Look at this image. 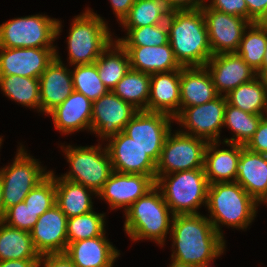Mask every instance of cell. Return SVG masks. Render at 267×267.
Here are the masks:
<instances>
[{
  "label": "cell",
  "mask_w": 267,
  "mask_h": 267,
  "mask_svg": "<svg viewBox=\"0 0 267 267\" xmlns=\"http://www.w3.org/2000/svg\"><path fill=\"white\" fill-rule=\"evenodd\" d=\"M40 112L48 114L56 106L62 104L74 91L71 70L56 57L39 77Z\"/></svg>",
  "instance_id": "20"
},
{
  "label": "cell",
  "mask_w": 267,
  "mask_h": 267,
  "mask_svg": "<svg viewBox=\"0 0 267 267\" xmlns=\"http://www.w3.org/2000/svg\"><path fill=\"white\" fill-rule=\"evenodd\" d=\"M264 116L254 115L236 107L226 104L224 125L233 131L235 135L226 138L224 143H235L245 146L255 134L261 119Z\"/></svg>",
  "instance_id": "35"
},
{
  "label": "cell",
  "mask_w": 267,
  "mask_h": 267,
  "mask_svg": "<svg viewBox=\"0 0 267 267\" xmlns=\"http://www.w3.org/2000/svg\"><path fill=\"white\" fill-rule=\"evenodd\" d=\"M236 182L258 203L267 202V158L242 145Z\"/></svg>",
  "instance_id": "22"
},
{
  "label": "cell",
  "mask_w": 267,
  "mask_h": 267,
  "mask_svg": "<svg viewBox=\"0 0 267 267\" xmlns=\"http://www.w3.org/2000/svg\"><path fill=\"white\" fill-rule=\"evenodd\" d=\"M218 96L205 66L180 69V108L202 105Z\"/></svg>",
  "instance_id": "26"
},
{
  "label": "cell",
  "mask_w": 267,
  "mask_h": 267,
  "mask_svg": "<svg viewBox=\"0 0 267 267\" xmlns=\"http://www.w3.org/2000/svg\"><path fill=\"white\" fill-rule=\"evenodd\" d=\"M76 267H112L119 250L102 236L69 243L65 251Z\"/></svg>",
  "instance_id": "23"
},
{
  "label": "cell",
  "mask_w": 267,
  "mask_h": 267,
  "mask_svg": "<svg viewBox=\"0 0 267 267\" xmlns=\"http://www.w3.org/2000/svg\"><path fill=\"white\" fill-rule=\"evenodd\" d=\"M211 266V264H207V265H203V266H199V267H210Z\"/></svg>",
  "instance_id": "53"
},
{
  "label": "cell",
  "mask_w": 267,
  "mask_h": 267,
  "mask_svg": "<svg viewBox=\"0 0 267 267\" xmlns=\"http://www.w3.org/2000/svg\"><path fill=\"white\" fill-rule=\"evenodd\" d=\"M205 67L219 95H222V92L226 95L257 77V72L237 52L212 55Z\"/></svg>",
  "instance_id": "18"
},
{
  "label": "cell",
  "mask_w": 267,
  "mask_h": 267,
  "mask_svg": "<svg viewBox=\"0 0 267 267\" xmlns=\"http://www.w3.org/2000/svg\"><path fill=\"white\" fill-rule=\"evenodd\" d=\"M166 24L169 44L179 65L205 66L213 53L201 8L172 10Z\"/></svg>",
  "instance_id": "2"
},
{
  "label": "cell",
  "mask_w": 267,
  "mask_h": 267,
  "mask_svg": "<svg viewBox=\"0 0 267 267\" xmlns=\"http://www.w3.org/2000/svg\"><path fill=\"white\" fill-rule=\"evenodd\" d=\"M174 118L161 112L138 111L123 132L131 137L157 164Z\"/></svg>",
  "instance_id": "11"
},
{
  "label": "cell",
  "mask_w": 267,
  "mask_h": 267,
  "mask_svg": "<svg viewBox=\"0 0 267 267\" xmlns=\"http://www.w3.org/2000/svg\"><path fill=\"white\" fill-rule=\"evenodd\" d=\"M21 145L13 163L0 169L4 210L23 202L29 192L50 173Z\"/></svg>",
  "instance_id": "9"
},
{
  "label": "cell",
  "mask_w": 267,
  "mask_h": 267,
  "mask_svg": "<svg viewBox=\"0 0 267 267\" xmlns=\"http://www.w3.org/2000/svg\"><path fill=\"white\" fill-rule=\"evenodd\" d=\"M0 89L11 100L40 112L39 79L19 75H0Z\"/></svg>",
  "instance_id": "34"
},
{
  "label": "cell",
  "mask_w": 267,
  "mask_h": 267,
  "mask_svg": "<svg viewBox=\"0 0 267 267\" xmlns=\"http://www.w3.org/2000/svg\"><path fill=\"white\" fill-rule=\"evenodd\" d=\"M76 267L66 253L40 255L38 267Z\"/></svg>",
  "instance_id": "44"
},
{
  "label": "cell",
  "mask_w": 267,
  "mask_h": 267,
  "mask_svg": "<svg viewBox=\"0 0 267 267\" xmlns=\"http://www.w3.org/2000/svg\"><path fill=\"white\" fill-rule=\"evenodd\" d=\"M206 206L208 219L223 236L219 224L246 229L256 216L258 203L236 181L217 182L209 184Z\"/></svg>",
  "instance_id": "3"
},
{
  "label": "cell",
  "mask_w": 267,
  "mask_h": 267,
  "mask_svg": "<svg viewBox=\"0 0 267 267\" xmlns=\"http://www.w3.org/2000/svg\"><path fill=\"white\" fill-rule=\"evenodd\" d=\"M101 146L64 147L71 169L60 177L98 193L113 172L108 151L106 147L102 149Z\"/></svg>",
  "instance_id": "8"
},
{
  "label": "cell",
  "mask_w": 267,
  "mask_h": 267,
  "mask_svg": "<svg viewBox=\"0 0 267 267\" xmlns=\"http://www.w3.org/2000/svg\"><path fill=\"white\" fill-rule=\"evenodd\" d=\"M38 218V214L23 201L8 208L4 213L2 222L11 227L30 232Z\"/></svg>",
  "instance_id": "41"
},
{
  "label": "cell",
  "mask_w": 267,
  "mask_h": 267,
  "mask_svg": "<svg viewBox=\"0 0 267 267\" xmlns=\"http://www.w3.org/2000/svg\"><path fill=\"white\" fill-rule=\"evenodd\" d=\"M248 7V21L254 23L267 7V0H245Z\"/></svg>",
  "instance_id": "45"
},
{
  "label": "cell",
  "mask_w": 267,
  "mask_h": 267,
  "mask_svg": "<svg viewBox=\"0 0 267 267\" xmlns=\"http://www.w3.org/2000/svg\"><path fill=\"white\" fill-rule=\"evenodd\" d=\"M156 176L124 174L113 171L97 193L111 209H128L135 201L155 186Z\"/></svg>",
  "instance_id": "16"
},
{
  "label": "cell",
  "mask_w": 267,
  "mask_h": 267,
  "mask_svg": "<svg viewBox=\"0 0 267 267\" xmlns=\"http://www.w3.org/2000/svg\"><path fill=\"white\" fill-rule=\"evenodd\" d=\"M213 55L237 52L246 28L251 23L243 17L201 7Z\"/></svg>",
  "instance_id": "13"
},
{
  "label": "cell",
  "mask_w": 267,
  "mask_h": 267,
  "mask_svg": "<svg viewBox=\"0 0 267 267\" xmlns=\"http://www.w3.org/2000/svg\"><path fill=\"white\" fill-rule=\"evenodd\" d=\"M172 258V263L169 265V267H196L192 264L189 263H183L182 261L176 259V258Z\"/></svg>",
  "instance_id": "50"
},
{
  "label": "cell",
  "mask_w": 267,
  "mask_h": 267,
  "mask_svg": "<svg viewBox=\"0 0 267 267\" xmlns=\"http://www.w3.org/2000/svg\"><path fill=\"white\" fill-rule=\"evenodd\" d=\"M244 147L256 153H265L267 150V116L261 119L255 134Z\"/></svg>",
  "instance_id": "43"
},
{
  "label": "cell",
  "mask_w": 267,
  "mask_h": 267,
  "mask_svg": "<svg viewBox=\"0 0 267 267\" xmlns=\"http://www.w3.org/2000/svg\"><path fill=\"white\" fill-rule=\"evenodd\" d=\"M138 111L132 104L123 101L114 92L108 91L93 101L91 132L106 141L123 131Z\"/></svg>",
  "instance_id": "14"
},
{
  "label": "cell",
  "mask_w": 267,
  "mask_h": 267,
  "mask_svg": "<svg viewBox=\"0 0 267 267\" xmlns=\"http://www.w3.org/2000/svg\"><path fill=\"white\" fill-rule=\"evenodd\" d=\"M107 140L109 143L106 144V149L113 171L124 174L156 176L157 164L123 131Z\"/></svg>",
  "instance_id": "15"
},
{
  "label": "cell",
  "mask_w": 267,
  "mask_h": 267,
  "mask_svg": "<svg viewBox=\"0 0 267 267\" xmlns=\"http://www.w3.org/2000/svg\"><path fill=\"white\" fill-rule=\"evenodd\" d=\"M67 220L56 204L39 216L30 235L40 255L65 253L68 246Z\"/></svg>",
  "instance_id": "19"
},
{
  "label": "cell",
  "mask_w": 267,
  "mask_h": 267,
  "mask_svg": "<svg viewBox=\"0 0 267 267\" xmlns=\"http://www.w3.org/2000/svg\"><path fill=\"white\" fill-rule=\"evenodd\" d=\"M111 36L104 19L89 8L75 16L67 39L69 63L74 66L95 63L113 41Z\"/></svg>",
  "instance_id": "6"
},
{
  "label": "cell",
  "mask_w": 267,
  "mask_h": 267,
  "mask_svg": "<svg viewBox=\"0 0 267 267\" xmlns=\"http://www.w3.org/2000/svg\"><path fill=\"white\" fill-rule=\"evenodd\" d=\"M93 102L82 93L73 91L60 105L47 115H51L55 128L64 134L88 129L91 132Z\"/></svg>",
  "instance_id": "21"
},
{
  "label": "cell",
  "mask_w": 267,
  "mask_h": 267,
  "mask_svg": "<svg viewBox=\"0 0 267 267\" xmlns=\"http://www.w3.org/2000/svg\"><path fill=\"white\" fill-rule=\"evenodd\" d=\"M255 23L267 27V7L263 14L255 21Z\"/></svg>",
  "instance_id": "51"
},
{
  "label": "cell",
  "mask_w": 267,
  "mask_h": 267,
  "mask_svg": "<svg viewBox=\"0 0 267 267\" xmlns=\"http://www.w3.org/2000/svg\"><path fill=\"white\" fill-rule=\"evenodd\" d=\"M95 63L99 78L108 91H112L130 69L128 52L115 40L101 53Z\"/></svg>",
  "instance_id": "30"
},
{
  "label": "cell",
  "mask_w": 267,
  "mask_h": 267,
  "mask_svg": "<svg viewBox=\"0 0 267 267\" xmlns=\"http://www.w3.org/2000/svg\"><path fill=\"white\" fill-rule=\"evenodd\" d=\"M155 185L173 215L199 214L197 209L207 205L209 183L204 168L156 175Z\"/></svg>",
  "instance_id": "5"
},
{
  "label": "cell",
  "mask_w": 267,
  "mask_h": 267,
  "mask_svg": "<svg viewBox=\"0 0 267 267\" xmlns=\"http://www.w3.org/2000/svg\"><path fill=\"white\" fill-rule=\"evenodd\" d=\"M266 42L267 27L255 22L250 23L243 34L237 53L256 72L261 69Z\"/></svg>",
  "instance_id": "36"
},
{
  "label": "cell",
  "mask_w": 267,
  "mask_h": 267,
  "mask_svg": "<svg viewBox=\"0 0 267 267\" xmlns=\"http://www.w3.org/2000/svg\"><path fill=\"white\" fill-rule=\"evenodd\" d=\"M124 211V230L133 241L151 239L165 244L174 215L156 185Z\"/></svg>",
  "instance_id": "4"
},
{
  "label": "cell",
  "mask_w": 267,
  "mask_h": 267,
  "mask_svg": "<svg viewBox=\"0 0 267 267\" xmlns=\"http://www.w3.org/2000/svg\"><path fill=\"white\" fill-rule=\"evenodd\" d=\"M148 111L173 118L180 112V69L150 74Z\"/></svg>",
  "instance_id": "24"
},
{
  "label": "cell",
  "mask_w": 267,
  "mask_h": 267,
  "mask_svg": "<svg viewBox=\"0 0 267 267\" xmlns=\"http://www.w3.org/2000/svg\"><path fill=\"white\" fill-rule=\"evenodd\" d=\"M264 156L267 158V150L265 151Z\"/></svg>",
  "instance_id": "54"
},
{
  "label": "cell",
  "mask_w": 267,
  "mask_h": 267,
  "mask_svg": "<svg viewBox=\"0 0 267 267\" xmlns=\"http://www.w3.org/2000/svg\"><path fill=\"white\" fill-rule=\"evenodd\" d=\"M172 10L199 9L205 0H164Z\"/></svg>",
  "instance_id": "47"
},
{
  "label": "cell",
  "mask_w": 267,
  "mask_h": 267,
  "mask_svg": "<svg viewBox=\"0 0 267 267\" xmlns=\"http://www.w3.org/2000/svg\"><path fill=\"white\" fill-rule=\"evenodd\" d=\"M127 37L118 38L122 46H159L169 42L166 22L139 28H124Z\"/></svg>",
  "instance_id": "39"
},
{
  "label": "cell",
  "mask_w": 267,
  "mask_h": 267,
  "mask_svg": "<svg viewBox=\"0 0 267 267\" xmlns=\"http://www.w3.org/2000/svg\"><path fill=\"white\" fill-rule=\"evenodd\" d=\"M55 201L56 189L53 171H50L49 175L33 188L24 199L25 204L35 211L38 216L54 206Z\"/></svg>",
  "instance_id": "40"
},
{
  "label": "cell",
  "mask_w": 267,
  "mask_h": 267,
  "mask_svg": "<svg viewBox=\"0 0 267 267\" xmlns=\"http://www.w3.org/2000/svg\"><path fill=\"white\" fill-rule=\"evenodd\" d=\"M136 1L137 0H110L112 9L120 23L128 15L131 7Z\"/></svg>",
  "instance_id": "46"
},
{
  "label": "cell",
  "mask_w": 267,
  "mask_h": 267,
  "mask_svg": "<svg viewBox=\"0 0 267 267\" xmlns=\"http://www.w3.org/2000/svg\"><path fill=\"white\" fill-rule=\"evenodd\" d=\"M225 96L227 103L233 107L254 115L267 116V81L262 77L257 76L241 84Z\"/></svg>",
  "instance_id": "29"
},
{
  "label": "cell",
  "mask_w": 267,
  "mask_h": 267,
  "mask_svg": "<svg viewBox=\"0 0 267 267\" xmlns=\"http://www.w3.org/2000/svg\"><path fill=\"white\" fill-rule=\"evenodd\" d=\"M71 73L74 91L82 93L92 102L108 92L99 78L96 63L76 65Z\"/></svg>",
  "instance_id": "38"
},
{
  "label": "cell",
  "mask_w": 267,
  "mask_h": 267,
  "mask_svg": "<svg viewBox=\"0 0 267 267\" xmlns=\"http://www.w3.org/2000/svg\"><path fill=\"white\" fill-rule=\"evenodd\" d=\"M208 141L181 131L169 132L156 166V175L204 168Z\"/></svg>",
  "instance_id": "10"
},
{
  "label": "cell",
  "mask_w": 267,
  "mask_h": 267,
  "mask_svg": "<svg viewBox=\"0 0 267 267\" xmlns=\"http://www.w3.org/2000/svg\"><path fill=\"white\" fill-rule=\"evenodd\" d=\"M257 76L262 77L264 80L267 81V42H266L263 63L261 69L257 72Z\"/></svg>",
  "instance_id": "49"
},
{
  "label": "cell",
  "mask_w": 267,
  "mask_h": 267,
  "mask_svg": "<svg viewBox=\"0 0 267 267\" xmlns=\"http://www.w3.org/2000/svg\"><path fill=\"white\" fill-rule=\"evenodd\" d=\"M226 104V96L219 95L205 104L180 108L174 120L188 130H179L185 134L203 138L208 142H220V129L224 125Z\"/></svg>",
  "instance_id": "12"
},
{
  "label": "cell",
  "mask_w": 267,
  "mask_h": 267,
  "mask_svg": "<svg viewBox=\"0 0 267 267\" xmlns=\"http://www.w3.org/2000/svg\"><path fill=\"white\" fill-rule=\"evenodd\" d=\"M112 92L123 101L132 104L139 111H148L150 74L130 68L125 76L117 83Z\"/></svg>",
  "instance_id": "32"
},
{
  "label": "cell",
  "mask_w": 267,
  "mask_h": 267,
  "mask_svg": "<svg viewBox=\"0 0 267 267\" xmlns=\"http://www.w3.org/2000/svg\"><path fill=\"white\" fill-rule=\"evenodd\" d=\"M171 11L164 0H137L120 25L124 28H139L165 23Z\"/></svg>",
  "instance_id": "33"
},
{
  "label": "cell",
  "mask_w": 267,
  "mask_h": 267,
  "mask_svg": "<svg viewBox=\"0 0 267 267\" xmlns=\"http://www.w3.org/2000/svg\"><path fill=\"white\" fill-rule=\"evenodd\" d=\"M56 48L0 47V75L37 78L56 57Z\"/></svg>",
  "instance_id": "17"
},
{
  "label": "cell",
  "mask_w": 267,
  "mask_h": 267,
  "mask_svg": "<svg viewBox=\"0 0 267 267\" xmlns=\"http://www.w3.org/2000/svg\"><path fill=\"white\" fill-rule=\"evenodd\" d=\"M5 210L3 205V196H2V179L0 178V221H2Z\"/></svg>",
  "instance_id": "52"
},
{
  "label": "cell",
  "mask_w": 267,
  "mask_h": 267,
  "mask_svg": "<svg viewBox=\"0 0 267 267\" xmlns=\"http://www.w3.org/2000/svg\"><path fill=\"white\" fill-rule=\"evenodd\" d=\"M2 141H3V140H2V138L0 137V147H1Z\"/></svg>",
  "instance_id": "55"
},
{
  "label": "cell",
  "mask_w": 267,
  "mask_h": 267,
  "mask_svg": "<svg viewBox=\"0 0 267 267\" xmlns=\"http://www.w3.org/2000/svg\"><path fill=\"white\" fill-rule=\"evenodd\" d=\"M207 6L222 13H227L248 20V7L245 0H211Z\"/></svg>",
  "instance_id": "42"
},
{
  "label": "cell",
  "mask_w": 267,
  "mask_h": 267,
  "mask_svg": "<svg viewBox=\"0 0 267 267\" xmlns=\"http://www.w3.org/2000/svg\"><path fill=\"white\" fill-rule=\"evenodd\" d=\"M170 235L171 257L196 267L211 264L226 248L224 236L200 213L174 215Z\"/></svg>",
  "instance_id": "1"
},
{
  "label": "cell",
  "mask_w": 267,
  "mask_h": 267,
  "mask_svg": "<svg viewBox=\"0 0 267 267\" xmlns=\"http://www.w3.org/2000/svg\"><path fill=\"white\" fill-rule=\"evenodd\" d=\"M128 52L130 68L143 73L153 74L179 70L169 42L159 46H123Z\"/></svg>",
  "instance_id": "27"
},
{
  "label": "cell",
  "mask_w": 267,
  "mask_h": 267,
  "mask_svg": "<svg viewBox=\"0 0 267 267\" xmlns=\"http://www.w3.org/2000/svg\"><path fill=\"white\" fill-rule=\"evenodd\" d=\"M221 142H208L205 150L204 170L208 183L235 182L242 145L225 143L230 149H218Z\"/></svg>",
  "instance_id": "25"
},
{
  "label": "cell",
  "mask_w": 267,
  "mask_h": 267,
  "mask_svg": "<svg viewBox=\"0 0 267 267\" xmlns=\"http://www.w3.org/2000/svg\"><path fill=\"white\" fill-rule=\"evenodd\" d=\"M61 27L59 20L41 14L14 18L0 25V47L55 48Z\"/></svg>",
  "instance_id": "7"
},
{
  "label": "cell",
  "mask_w": 267,
  "mask_h": 267,
  "mask_svg": "<svg viewBox=\"0 0 267 267\" xmlns=\"http://www.w3.org/2000/svg\"><path fill=\"white\" fill-rule=\"evenodd\" d=\"M105 213H89L68 218L67 220V242L85 240L102 236L105 232Z\"/></svg>",
  "instance_id": "37"
},
{
  "label": "cell",
  "mask_w": 267,
  "mask_h": 267,
  "mask_svg": "<svg viewBox=\"0 0 267 267\" xmlns=\"http://www.w3.org/2000/svg\"><path fill=\"white\" fill-rule=\"evenodd\" d=\"M39 259H20L0 261V267H38Z\"/></svg>",
  "instance_id": "48"
},
{
  "label": "cell",
  "mask_w": 267,
  "mask_h": 267,
  "mask_svg": "<svg viewBox=\"0 0 267 267\" xmlns=\"http://www.w3.org/2000/svg\"><path fill=\"white\" fill-rule=\"evenodd\" d=\"M55 189V204L67 218L83 215L93 210L91 196L93 194L97 196V193L92 189L57 176H55Z\"/></svg>",
  "instance_id": "28"
},
{
  "label": "cell",
  "mask_w": 267,
  "mask_h": 267,
  "mask_svg": "<svg viewBox=\"0 0 267 267\" xmlns=\"http://www.w3.org/2000/svg\"><path fill=\"white\" fill-rule=\"evenodd\" d=\"M20 259H40L30 232L0 221V261Z\"/></svg>",
  "instance_id": "31"
}]
</instances>
